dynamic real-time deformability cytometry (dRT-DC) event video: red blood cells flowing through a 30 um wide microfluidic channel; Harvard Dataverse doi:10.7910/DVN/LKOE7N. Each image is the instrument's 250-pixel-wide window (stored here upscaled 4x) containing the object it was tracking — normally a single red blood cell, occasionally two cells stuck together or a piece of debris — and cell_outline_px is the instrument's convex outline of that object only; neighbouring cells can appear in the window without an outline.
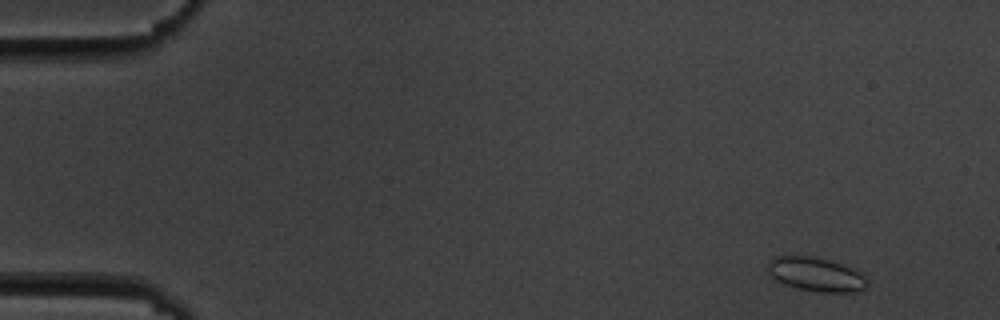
{"species": "common noctule bat (a hibernating species)", "species_latin": "Nyctalus noctula", "temperature_condition": "cold", "stored_images_in_passage": 6, "camera_frame_rate_fps": 3000, "um_per_image_px": 0.085, "animal": {"sex": "male", "body_mass_g": 19.5, "forearm_length_mm": 54.6}, "frame": {"image": 1, "passage_image": 1, "time_ms": 0.0, "image_size_px": [1000, 320], "cell_outline_px": [[868, 284], [864, 288], [852, 292], [816, 292], [796, 288], [780, 284], [764, 268], [768, 260], [776, 256], [816, 256], [832, 260], [852, 268], [860, 272], [868, 280]], "centroid_in_image_um": [69.3, 23.31], "position_along_channel_um": 15.7, "area_um2": 20.17}}
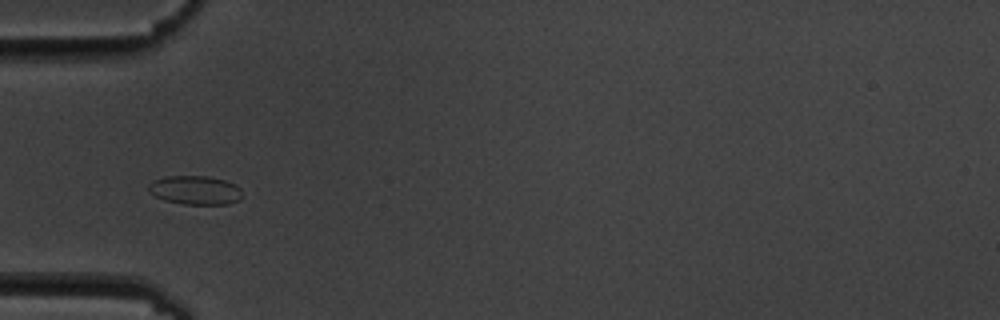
{"frame": {"image": 2, "passage_image": 5, "time_ms": 4.667, "image_size_px": [1000, 320], "cell_outline_px": [[244, 196], [240, 200], [228, 204], [184, 204], [164, 200], [148, 192], [148, 184], [152, 180], [168, 176], [208, 176], [224, 180], [236, 184], [240, 188]], "centroid_in_image_um": [16.61, 16.16], "position_along_channel_um": 68.4, "area_um2": 15.95}}
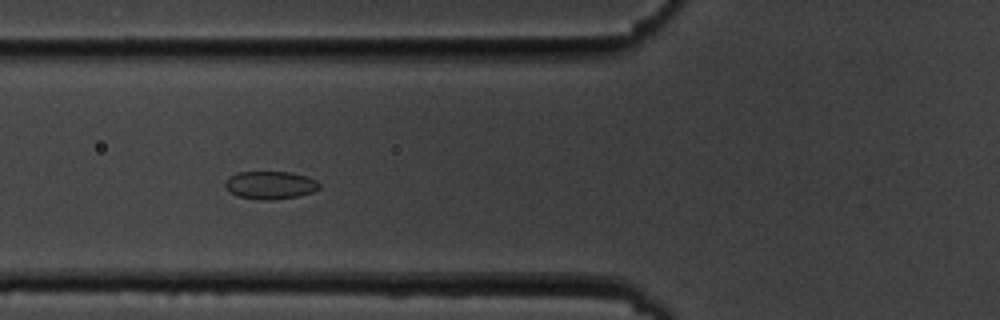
{"frame": {"image": 3, "passage_image": 6, "time_ms": 5.667, "image_size_px": [1000, 320], "cell_outline_px": [[320, 188], [312, 192], [300, 196], [276, 200], [264, 200], [236, 196], [228, 192], [224, 188], [224, 184], [228, 176], [236, 172], [288, 172], [308, 176], [316, 180], [320, 184]], "centroid_in_image_um": [22.94, 15.74], "position_along_channel_um": 102.9, "area_um2": 15.66}}